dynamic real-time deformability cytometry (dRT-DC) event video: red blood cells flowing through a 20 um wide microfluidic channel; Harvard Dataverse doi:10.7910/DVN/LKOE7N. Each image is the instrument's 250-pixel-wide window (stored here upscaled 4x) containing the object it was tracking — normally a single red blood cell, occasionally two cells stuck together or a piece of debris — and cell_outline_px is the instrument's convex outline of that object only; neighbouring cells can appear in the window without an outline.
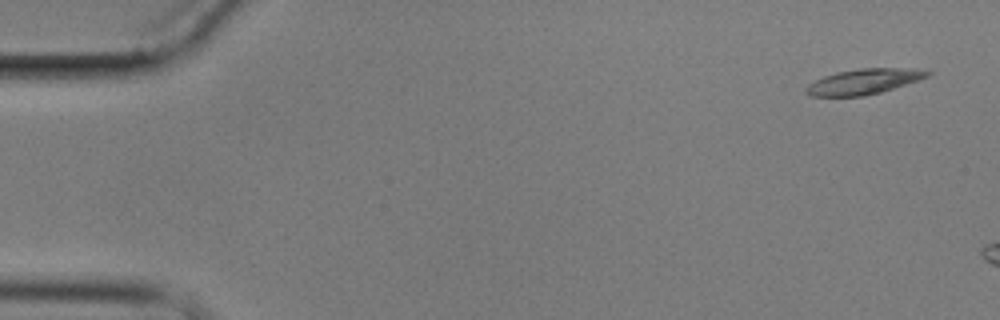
{"species": "common noctule bat (a hibernating species)", "species_latin": "Nyctalus noctula", "temperature_condition": "cold", "stored_images_in_passage": 3, "camera_frame_rate_fps": 3000, "um_per_image_px": 0.085, "animal": {"sex": "male", "body_mass_g": 17.9}, "frame": {"image": 1, "passage_image": 1, "time_ms": 0.0, "image_size_px": [1000, 320], "cell_outline_px": [[932, 72], [928, 76], [880, 92], [864, 96], [812, 96], [804, 92], [804, 88], [808, 84], [824, 76], [836, 72], [860, 68], [900, 68]], "centroid_in_image_um": [73.31, 6.94], "position_along_channel_um": 11.7, "area_um2": 17.51}}